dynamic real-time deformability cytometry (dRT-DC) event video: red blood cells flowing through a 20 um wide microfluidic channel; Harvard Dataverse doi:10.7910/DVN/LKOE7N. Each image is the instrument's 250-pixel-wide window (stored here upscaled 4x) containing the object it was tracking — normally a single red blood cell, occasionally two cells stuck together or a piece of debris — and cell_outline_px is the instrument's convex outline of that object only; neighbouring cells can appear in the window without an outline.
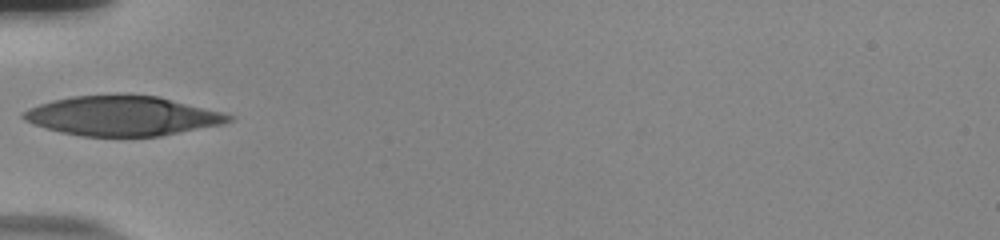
{"species": "human", "species_latin": "Homo sapiens", "temperature_condition": "room temperature", "stored_images_in_passage": 29, "camera_frame_rate_fps": 3000, "um_per_image_px": 0.085, "donor": {"sex": "male"}, "frame": {"image": 1, "passage_image": 1, "time_ms": 0.0, "image_size_px": [1000, 240], "cell_outline_px": [[236, 116], [232, 120], [224, 124], [160, 136], [84, 136], [60, 132], [32, 124], [24, 120], [20, 116], [28, 108], [52, 100], [72, 96], [160, 96]], "centroid_in_image_um": [10.4, 9.86], "position_along_channel_um": 74.6, "area_um2": 46.93}}
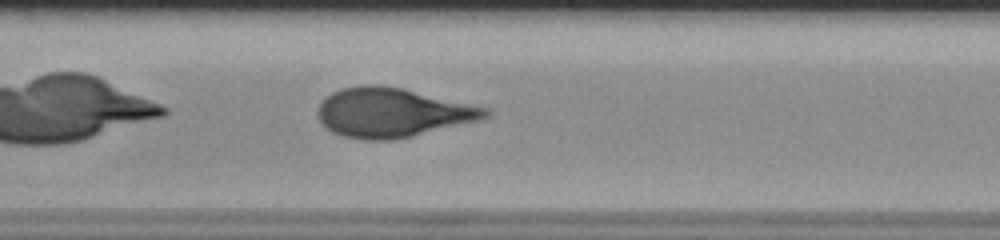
{"frame": {"image": 2, "passage_image": 9, "time_ms": 2.667, "image_size_px": [1000, 240], "cell_outline_px": [[492, 112], [488, 116], [480, 120], [412, 136], [392, 140], [364, 140], [340, 136], [332, 132], [320, 120], [316, 112], [316, 108], [332, 92], [340, 88], [364, 84], [380, 84], [400, 88], [492, 108]], "centroid_in_image_um": [33.36, 9.57], "position_along_channel_um": 174.0, "area_um2": 48.26}}
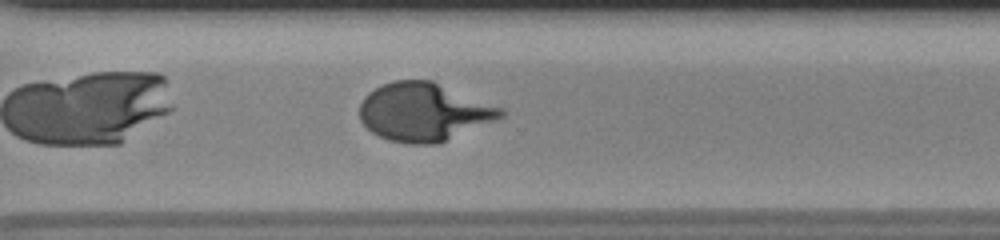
{"frame": {"image": 3, "passage_image": 22, "time_ms": 7.0, "image_size_px": [1000, 240], "cell_outline_px": [[504, 116], [440, 144], [408, 144], [388, 140], [372, 132], [360, 120], [360, 104], [364, 96], [368, 92], [384, 84], [396, 80], [432, 80], [504, 108]], "centroid_in_image_um": [36.04, 9.52], "position_along_channel_um": 334.6, "area_um2": 47.97}}